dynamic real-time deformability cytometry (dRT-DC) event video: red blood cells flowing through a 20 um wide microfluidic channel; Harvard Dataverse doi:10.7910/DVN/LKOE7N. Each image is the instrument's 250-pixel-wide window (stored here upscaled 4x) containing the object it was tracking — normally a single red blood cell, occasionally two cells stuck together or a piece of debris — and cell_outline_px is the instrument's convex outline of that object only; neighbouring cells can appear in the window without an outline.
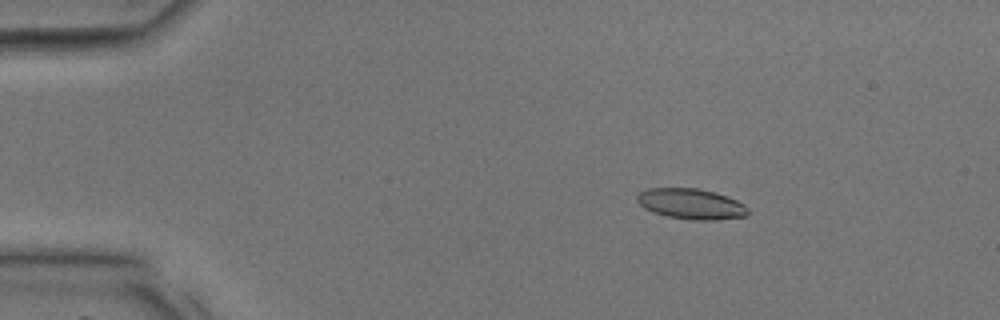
{"species": "common noctule bat (a hibernating species)", "species_latin": "Nyctalus noctula", "temperature_condition": "room temperature", "stored_images_in_passage": 38, "camera_frame_rate_fps": 3000, "um_per_image_px": 0.085, "animal": {"sex": "male", "body_mass_g": 17.9, "forearm_length_mm": 54.2}, "frame": {"image": 1, "passage_image": 7, "time_ms": 2.0, "image_size_px": [1000, 320], "cell_outline_px": [[748, 216], [712, 220], [696, 220], [668, 216], [644, 208], [636, 200], [636, 196], [640, 192], [648, 188], [696, 188], [716, 192], [736, 200], [744, 204], [748, 208]], "centroid_in_image_um": [58.76, 17.32], "position_along_channel_um": 26.2, "area_um2": 19.59}}
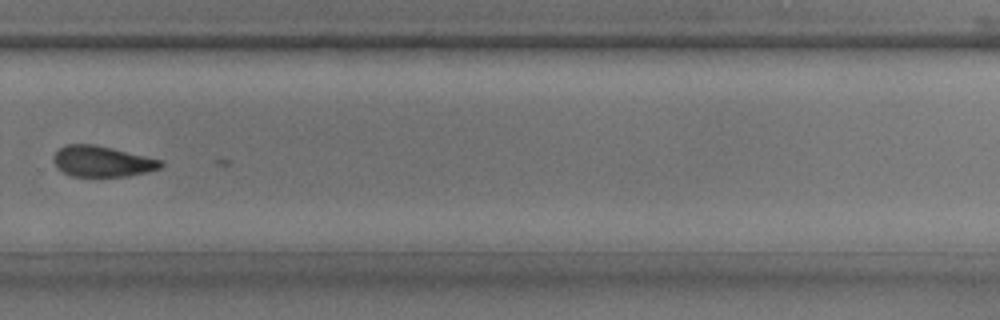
{"frame": {"image": 2, "passage_image": 27, "time_ms": 8.667, "image_size_px": [1000, 320], "cell_outline_px": [[164, 164], [160, 168], [128, 176], [72, 176], [56, 168], [52, 160], [56, 152], [60, 148], [68, 144], [96, 144], [160, 160]], "centroid_in_image_um": [8.63, 13.71], "position_along_channel_um": 321.2, "area_um2": 19.02}}
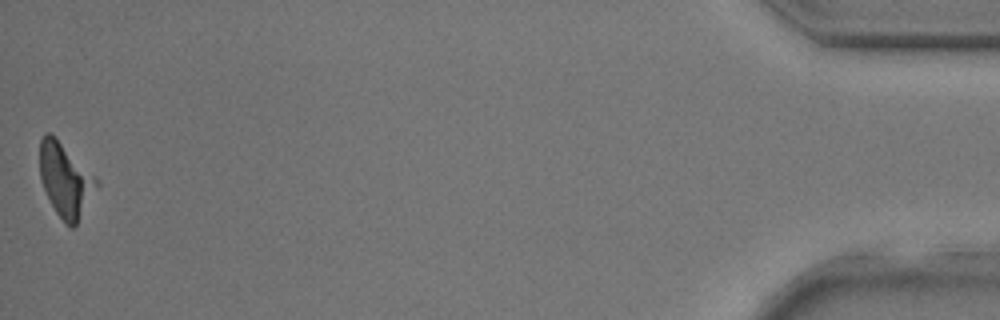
{"frame": {"image": 3, "passage_image": 38, "time_ms": 12.333, "image_size_px": [1000, 320], "cell_outline_px": [[100, 184], [76, 224], [72, 228], [64, 224], [56, 212], [44, 188], [40, 176], [40, 140], [44, 132], [48, 132], [96, 176]], "centroid_in_image_um": [5.57, 15.33], "position_along_channel_um": 429.6, "area_um2": 23.81}}